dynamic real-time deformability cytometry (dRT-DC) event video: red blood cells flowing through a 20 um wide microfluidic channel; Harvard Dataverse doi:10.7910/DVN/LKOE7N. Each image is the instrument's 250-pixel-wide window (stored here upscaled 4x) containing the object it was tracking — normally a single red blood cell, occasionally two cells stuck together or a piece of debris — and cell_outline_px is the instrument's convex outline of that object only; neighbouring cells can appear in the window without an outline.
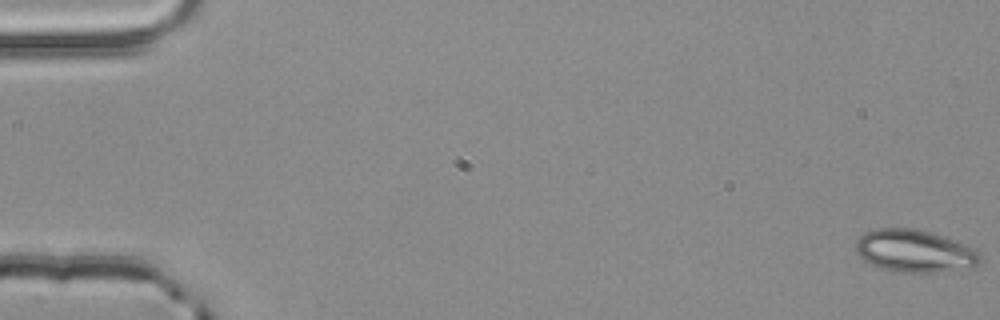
{"species": "common noctule bat (a hibernating species)", "species_latin": "Nyctalus noctula", "temperature_condition": "room temperature", "stored_images_in_passage": 56, "camera_frame_rate_fps": 3000, "um_per_image_px": 0.085, "animal": {"sex": "male", "body_mass_g": 20.4}, "frame": {"image": 1, "passage_image": 1, "time_ms": 0.0, "image_size_px": [1000, 320], "cell_outline_px": [[980, 264], [972, 268], [936, 272], [896, 272], [880, 268], [864, 260], [856, 252], [856, 240], [864, 232], [876, 228], [912, 228], [928, 232], [940, 236], [972, 248], [980, 252]], "centroid_in_image_um": [77.71, 21.35], "position_along_channel_um": 7.3, "area_um2": 30.58}}
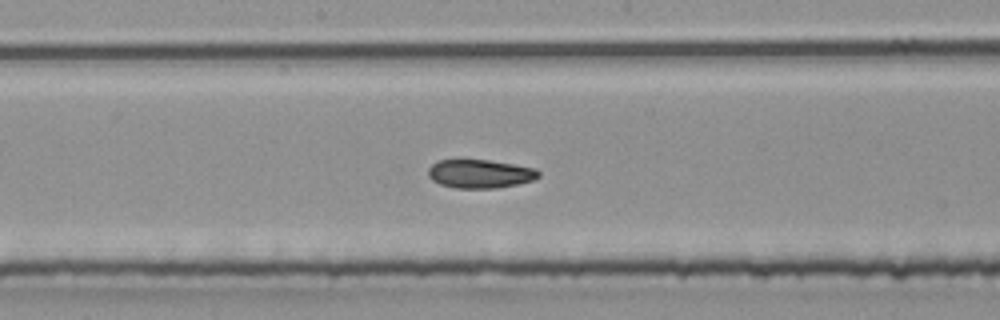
{"frame": {"image": 2, "passage_image": 30, "time_ms": 9.667, "image_size_px": [1000, 320], "cell_outline_px": [[540, 176], [532, 180], [516, 184], [496, 188], [456, 188], [440, 184], [432, 180], [428, 176], [428, 168], [436, 160], [488, 160], [536, 168], [540, 172]], "centroid_in_image_um": [40.78, 14.77], "position_along_channel_um": 207.4, "area_um2": 18.32}}
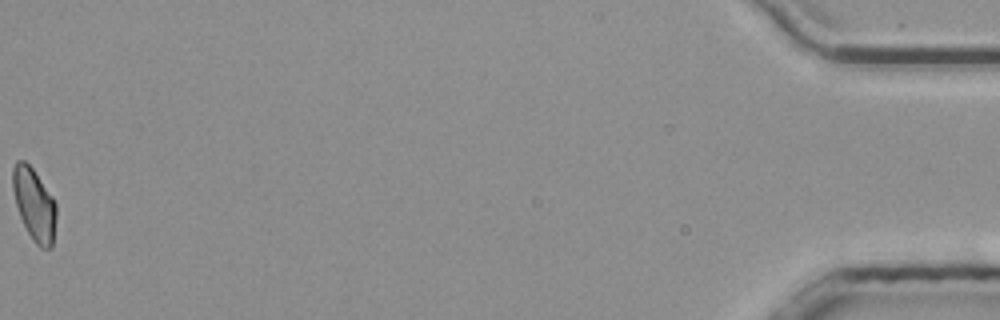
{"frame": {"image": 3, "passage_image": 56, "time_ms": 18.333, "image_size_px": [1000, 320], "cell_outline_px": [[56, 220], [52, 248], [40, 248], [32, 240], [20, 216], [16, 204], [12, 188], [12, 168], [16, 160], [24, 160], [32, 168], [52, 196], [56, 204]], "centroid_in_image_um": [2.91, 17.38], "position_along_channel_um": 432.3, "area_um2": 18.32}, "authors_computed_cell_mechanics": {"area_um2": 19.1029, "velocity_mm_per_s": 3.8321, "shape_relaxation_time_tau1_ms": null, "shape_relaxation_time_tau2_ms": 1.8507, "deformation_change_tau1": null, "deformation_change_tau2": 0.0621}}